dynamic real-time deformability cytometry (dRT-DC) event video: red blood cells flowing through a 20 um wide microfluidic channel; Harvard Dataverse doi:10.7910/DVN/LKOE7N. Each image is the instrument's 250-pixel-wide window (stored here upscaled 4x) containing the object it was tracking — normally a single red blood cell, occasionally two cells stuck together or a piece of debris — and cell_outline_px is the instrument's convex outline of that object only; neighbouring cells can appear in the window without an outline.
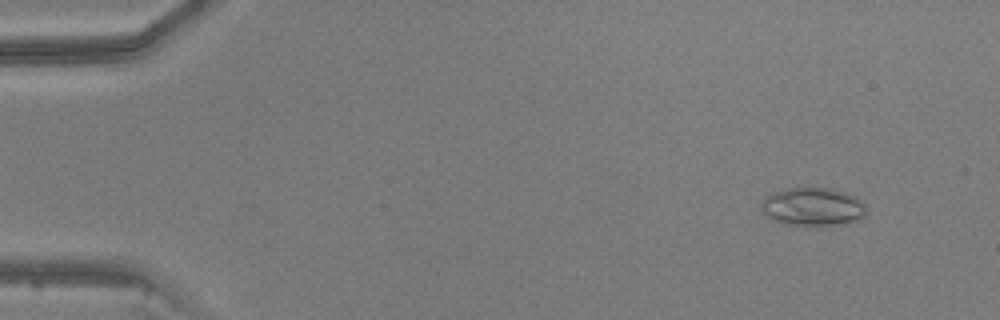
{"species": "common noctule bat (a hibernating species)", "species_latin": "Nyctalus noctula", "temperature_condition": "warm", "stored_images_in_passage": 48, "camera_frame_rate_fps": 3000, "um_per_image_px": 0.085, "animal": {"sex": "male", "body_mass_g": 20.5, "forearm_length_mm": 52.5}, "frame": {"image": 1, "passage_image": 5, "time_ms": 1.333, "image_size_px": [1000, 320], "cell_outline_px": [[864, 216], [856, 220], [840, 224], [820, 228], [816, 228], [788, 224], [776, 220], [760, 212], [760, 204], [764, 196], [772, 192], [784, 188], [832, 188], [856, 196], [864, 204]], "centroid_in_image_um": [69.04, 17.59], "position_along_channel_um": 16.0, "area_um2": 23.93}}
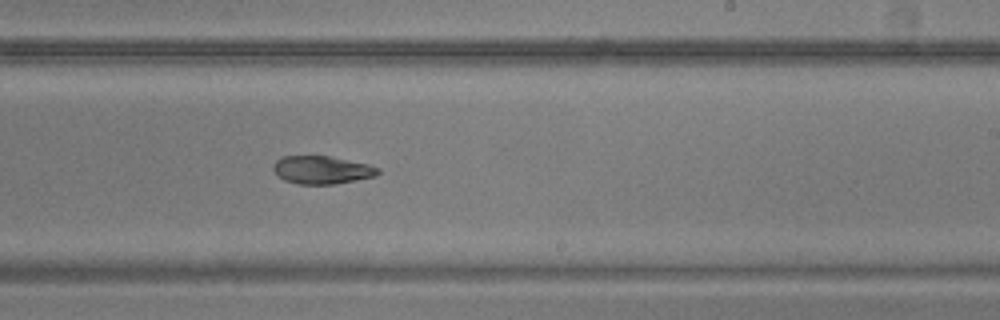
{"frame": {"image": 2, "passage_image": 30, "time_ms": 9.667, "image_size_px": [1000, 320], "cell_outline_px": [[380, 172], [376, 176], [356, 180], [332, 184], [300, 184], [284, 180], [272, 168], [272, 164], [276, 160], [284, 156], [328, 156], [368, 164], [380, 168]], "centroid_in_image_um": [27.37, 14.44], "position_along_channel_um": 261.6, "area_um2": 16.94}}
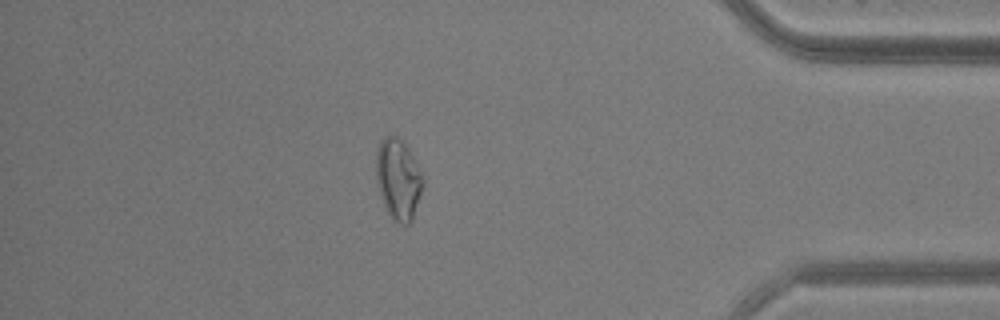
{"frame": {"image": 3, "passage_image": 42, "time_ms": 13.667, "image_size_px": [1000, 320], "cell_outline_px": [[424, 184], [412, 220], [408, 224], [400, 224], [392, 220], [380, 196], [376, 180], [376, 152], [380, 140], [384, 136], [396, 136], [408, 148], [424, 180]], "centroid_in_image_um": [33.83, 15.25], "position_along_channel_um": 401.4, "area_um2": 21.91}}